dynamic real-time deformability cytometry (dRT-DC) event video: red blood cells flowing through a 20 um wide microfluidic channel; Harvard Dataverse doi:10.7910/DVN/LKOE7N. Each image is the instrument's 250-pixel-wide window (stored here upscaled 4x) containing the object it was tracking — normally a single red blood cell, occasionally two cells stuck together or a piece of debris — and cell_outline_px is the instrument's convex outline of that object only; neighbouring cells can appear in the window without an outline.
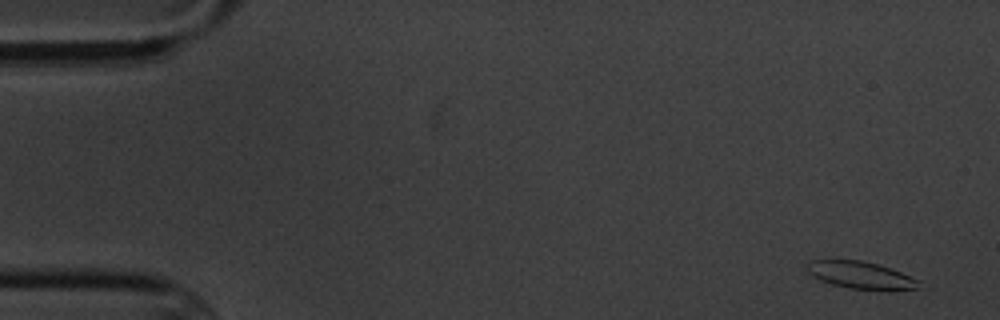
{"species": "common noctule bat (a hibernating species)", "species_latin": "Nyctalus noctula", "temperature_condition": "cold", "stored_images_in_passage": 6, "camera_frame_rate_fps": 3000, "um_per_image_px": 0.085, "animal": {"sex": "male", "body_mass_g": 20.1, "forearm_length_mm": 53.5}, "frame": {"image": 1, "passage_image": 1, "time_ms": 0.0, "image_size_px": [1000, 320], "cell_outline_px": [[920, 288], [888, 292], [848, 288], [832, 284], [820, 280], [812, 276], [808, 272], [808, 264], [812, 260], [864, 260], [900, 272], [920, 280]], "centroid_in_image_um": [73.23, 23.43], "position_along_channel_um": 11.8, "area_um2": 18.03}}